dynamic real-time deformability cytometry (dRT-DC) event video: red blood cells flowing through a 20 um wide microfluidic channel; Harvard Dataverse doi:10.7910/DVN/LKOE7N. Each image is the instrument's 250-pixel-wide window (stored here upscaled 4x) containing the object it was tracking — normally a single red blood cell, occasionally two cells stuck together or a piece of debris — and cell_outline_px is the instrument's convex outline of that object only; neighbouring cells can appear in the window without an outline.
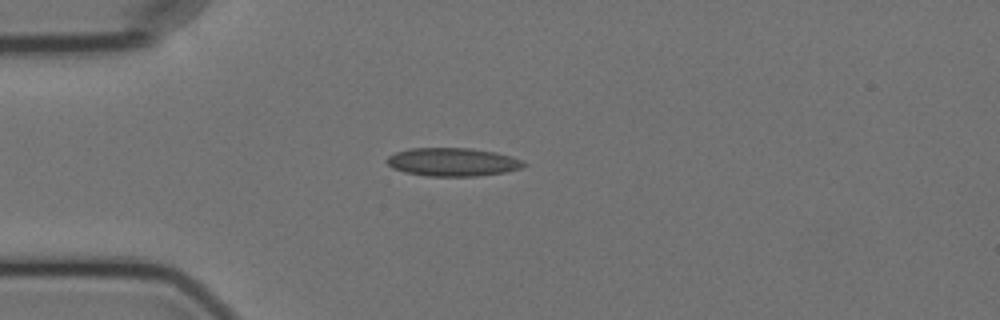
{"species": "Egyptian fruit bat (a non-hibernating species)", "species_latin": "Rousettus aegyptiacus", "temperature_condition": "cold", "stored_images_in_passage": 8, "camera_frame_rate_fps": 3000, "um_per_image_px": 0.085, "animal": {"sex": "female"}, "frame": {"image": 1, "passage_image": 3, "time_ms": 2.333, "image_size_px": [1000, 320], "cell_outline_px": [[528, 164], [520, 168], [504, 172], [476, 176], [428, 176], [404, 172], [392, 168], [384, 160], [388, 156], [396, 152], [408, 148], [472, 148], [496, 152], [512, 156], [524, 160]], "centroid_in_image_um": [38.47, 13.76], "position_along_channel_um": 46.5, "area_um2": 22.77}}
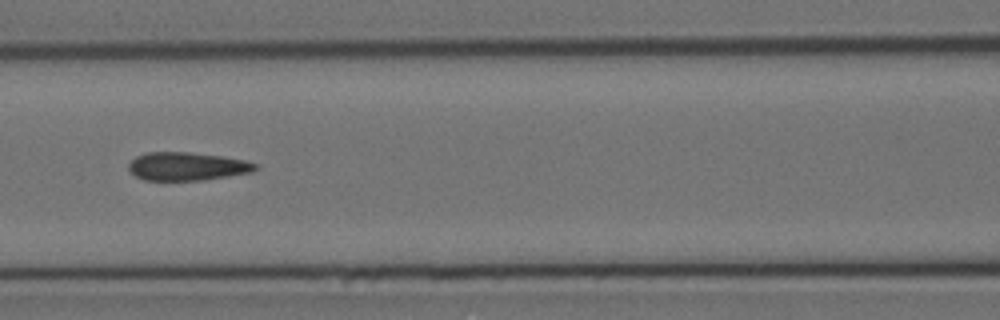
{"frame": {"image": 2, "passage_image": 6, "time_ms": 5.667, "image_size_px": [1000, 320], "cell_outline_px": [[260, 168], [252, 172], [204, 180], [144, 180], [128, 172], [128, 164], [136, 156], [148, 152], [188, 152], [224, 156], [244, 160], [260, 164]], "centroid_in_image_um": [15.92, 14.14], "position_along_channel_um": 150.7, "area_um2": 21.1}}
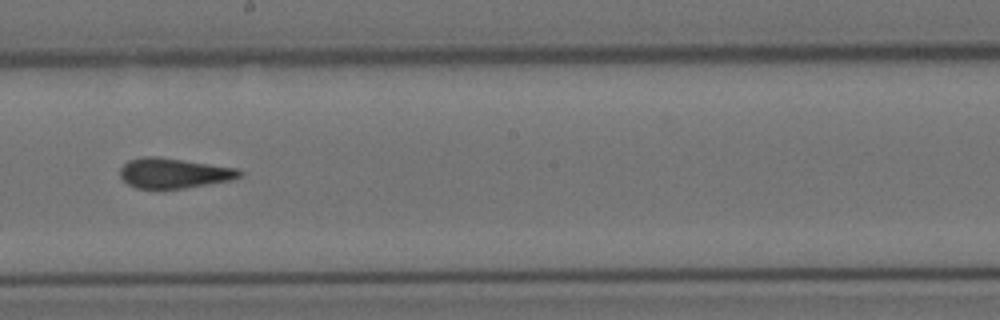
{"frame": {"image": 3, "passage_image": 8, "time_ms": 8.0, "image_size_px": [1000, 320], "cell_outline_px": [[244, 172], [240, 176], [232, 180], [184, 188], [136, 188], [128, 184], [120, 176], [120, 168], [128, 160], [144, 156], [156, 156], [236, 168]], "centroid_in_image_um": [14.76, 14.71], "position_along_channel_um": 233.4, "area_um2": 20.75}}